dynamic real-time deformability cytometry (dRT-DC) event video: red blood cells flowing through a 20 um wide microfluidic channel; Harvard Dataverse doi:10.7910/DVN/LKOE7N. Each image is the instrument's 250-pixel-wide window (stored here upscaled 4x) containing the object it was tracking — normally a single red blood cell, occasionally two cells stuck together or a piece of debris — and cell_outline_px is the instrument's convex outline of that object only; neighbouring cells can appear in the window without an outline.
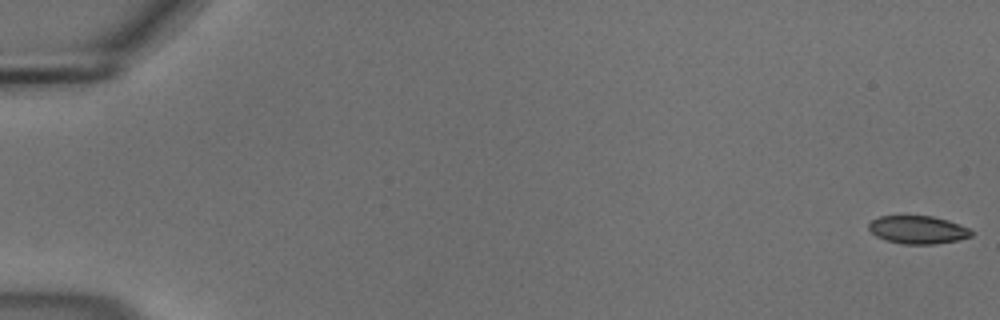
{"species": "common noctule bat (a hibernating species)", "species_latin": "Nyctalus noctula", "temperature_condition": "cold", "stored_images_in_passage": 56, "camera_frame_rate_fps": 3000, "um_per_image_px": 0.085, "animal": {"sex": "male", "body_mass_g": 18.8}, "frame": {"image": 1, "passage_image": 1, "time_ms": 0.0, "image_size_px": [1000, 320], "cell_outline_px": [[972, 236], [956, 240], [932, 244], [904, 244], [888, 240], [876, 236], [868, 228], [868, 224], [872, 220], [880, 216], [932, 216], [948, 220], [960, 224], [968, 228], [972, 232]], "centroid_in_image_um": [78.01, 19.52], "position_along_channel_um": 7.0, "area_um2": 16.53}}
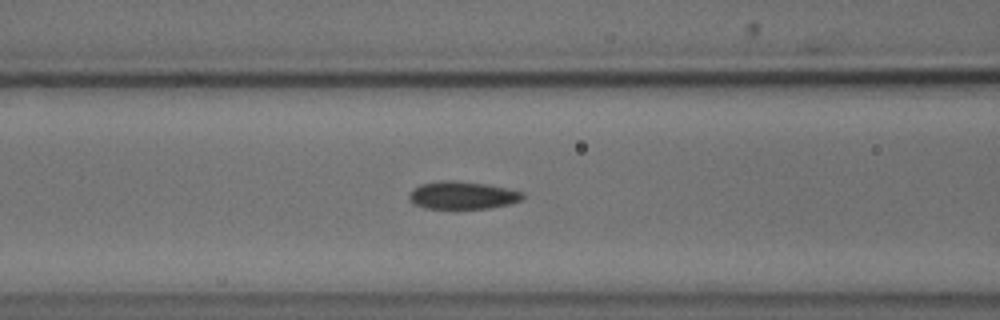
{"frame": {"image": 2, "passage_image": 24, "time_ms": 7.667, "image_size_px": [1000, 320], "cell_outline_px": [[524, 196], [520, 200], [508, 204], [488, 208], [424, 208], [416, 204], [408, 196], [412, 188], [420, 184], [440, 180], [456, 180], [484, 184], [508, 188], [524, 192]], "centroid_in_image_um": [39.3, 16.58], "position_along_channel_um": 127.3, "area_um2": 18.21}}
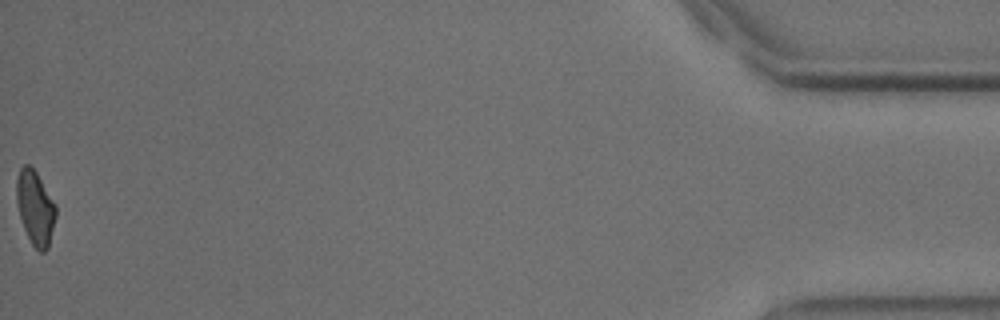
{"frame": {"image": 3, "passage_image": 56, "time_ms": 18.333, "image_size_px": [1000, 320], "cell_outline_px": [[56, 216], [48, 248], [44, 252], [40, 252], [32, 244], [24, 228], [16, 204], [16, 180], [20, 168], [24, 164], [28, 164], [36, 172], [56, 204]], "centroid_in_image_um": [2.99, 17.65], "position_along_channel_um": 432.2, "area_um2": 16.94}, "authors_computed_cell_mechanics": {"area_um2": 17.9758, "velocity_mm_per_s": 3.7046, "shape_relaxation_time_tau1_ms": 6.6708, "shape_relaxation_time_tau2_ms": 2.3471, "deformation_change_tau1": 0.1176, "deformation_change_tau2": 0.0746}}